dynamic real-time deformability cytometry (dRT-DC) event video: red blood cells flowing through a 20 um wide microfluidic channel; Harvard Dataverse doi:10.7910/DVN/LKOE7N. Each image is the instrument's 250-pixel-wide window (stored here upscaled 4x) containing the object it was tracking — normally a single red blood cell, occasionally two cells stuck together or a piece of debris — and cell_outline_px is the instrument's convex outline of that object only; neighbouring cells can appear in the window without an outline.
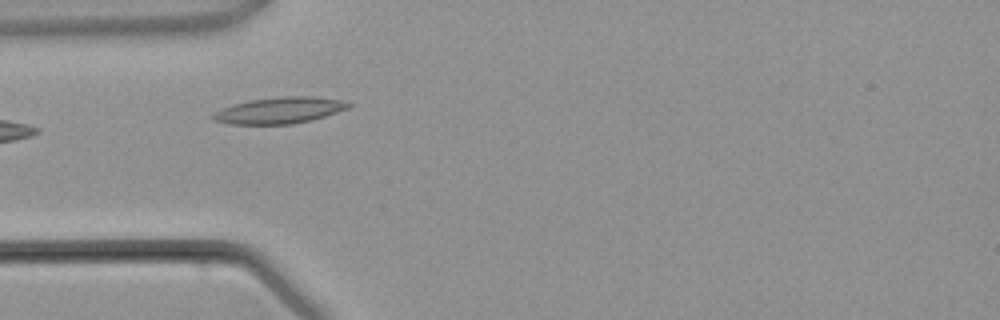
{"species": "common noctule bat (a hibernating species)", "species_latin": "Nyctalus noctula", "temperature_condition": "warm", "stored_images_in_passage": 4, "camera_frame_rate_fps": 3000, "um_per_image_px": 0.085, "animal": {"sex": "male", "body_mass_g": 21.5, "forearm_length_mm": 52.0}, "frame": {"image": 1, "passage_image": 4, "time_ms": 3.667, "image_size_px": [1000, 320], "cell_outline_px": [[352, 104], [348, 108], [312, 120], [292, 124], [228, 124], [212, 120], [212, 116], [220, 108], [232, 104], [248, 100], [280, 96], [312, 96], [344, 100]], "centroid_in_image_um": [23.74, 9.37], "position_along_channel_um": 61.3, "area_um2": 20.92}}